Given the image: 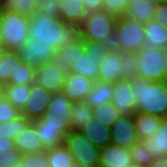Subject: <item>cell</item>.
<instances>
[{
  "label": "cell",
  "mask_w": 167,
  "mask_h": 167,
  "mask_svg": "<svg viewBox=\"0 0 167 167\" xmlns=\"http://www.w3.org/2000/svg\"><path fill=\"white\" fill-rule=\"evenodd\" d=\"M165 59L167 60V48L165 49ZM166 79H167V63H166Z\"/></svg>",
  "instance_id": "52"
},
{
  "label": "cell",
  "mask_w": 167,
  "mask_h": 167,
  "mask_svg": "<svg viewBox=\"0 0 167 167\" xmlns=\"http://www.w3.org/2000/svg\"><path fill=\"white\" fill-rule=\"evenodd\" d=\"M154 14V20L167 28V0H159Z\"/></svg>",
  "instance_id": "44"
},
{
  "label": "cell",
  "mask_w": 167,
  "mask_h": 167,
  "mask_svg": "<svg viewBox=\"0 0 167 167\" xmlns=\"http://www.w3.org/2000/svg\"><path fill=\"white\" fill-rule=\"evenodd\" d=\"M51 96L52 93L48 92L43 87L38 86L35 83L32 84L27 103L20 111L21 115L25 116L31 122L40 119L46 114Z\"/></svg>",
  "instance_id": "12"
},
{
  "label": "cell",
  "mask_w": 167,
  "mask_h": 167,
  "mask_svg": "<svg viewBox=\"0 0 167 167\" xmlns=\"http://www.w3.org/2000/svg\"><path fill=\"white\" fill-rule=\"evenodd\" d=\"M4 9L2 8V5L0 4V25L3 21V17H4Z\"/></svg>",
  "instance_id": "50"
},
{
  "label": "cell",
  "mask_w": 167,
  "mask_h": 167,
  "mask_svg": "<svg viewBox=\"0 0 167 167\" xmlns=\"http://www.w3.org/2000/svg\"><path fill=\"white\" fill-rule=\"evenodd\" d=\"M45 150L49 167H69L74 162L73 156L64 144Z\"/></svg>",
  "instance_id": "31"
},
{
  "label": "cell",
  "mask_w": 167,
  "mask_h": 167,
  "mask_svg": "<svg viewBox=\"0 0 167 167\" xmlns=\"http://www.w3.org/2000/svg\"><path fill=\"white\" fill-rule=\"evenodd\" d=\"M117 17L106 11L89 13L79 26L84 41L113 43Z\"/></svg>",
  "instance_id": "3"
},
{
  "label": "cell",
  "mask_w": 167,
  "mask_h": 167,
  "mask_svg": "<svg viewBox=\"0 0 167 167\" xmlns=\"http://www.w3.org/2000/svg\"><path fill=\"white\" fill-rule=\"evenodd\" d=\"M15 142L9 138H0V149L3 148H14Z\"/></svg>",
  "instance_id": "47"
},
{
  "label": "cell",
  "mask_w": 167,
  "mask_h": 167,
  "mask_svg": "<svg viewBox=\"0 0 167 167\" xmlns=\"http://www.w3.org/2000/svg\"><path fill=\"white\" fill-rule=\"evenodd\" d=\"M140 2H146V0H127L128 6L135 4V3H140Z\"/></svg>",
  "instance_id": "49"
},
{
  "label": "cell",
  "mask_w": 167,
  "mask_h": 167,
  "mask_svg": "<svg viewBox=\"0 0 167 167\" xmlns=\"http://www.w3.org/2000/svg\"><path fill=\"white\" fill-rule=\"evenodd\" d=\"M128 167H145V166H141V165L132 163Z\"/></svg>",
  "instance_id": "53"
},
{
  "label": "cell",
  "mask_w": 167,
  "mask_h": 167,
  "mask_svg": "<svg viewBox=\"0 0 167 167\" xmlns=\"http://www.w3.org/2000/svg\"><path fill=\"white\" fill-rule=\"evenodd\" d=\"M5 11L17 12L31 17L38 7V0H1Z\"/></svg>",
  "instance_id": "32"
},
{
  "label": "cell",
  "mask_w": 167,
  "mask_h": 167,
  "mask_svg": "<svg viewBox=\"0 0 167 167\" xmlns=\"http://www.w3.org/2000/svg\"><path fill=\"white\" fill-rule=\"evenodd\" d=\"M159 0H146L128 6L125 16L141 23L154 19V13Z\"/></svg>",
  "instance_id": "27"
},
{
  "label": "cell",
  "mask_w": 167,
  "mask_h": 167,
  "mask_svg": "<svg viewBox=\"0 0 167 167\" xmlns=\"http://www.w3.org/2000/svg\"><path fill=\"white\" fill-rule=\"evenodd\" d=\"M69 167H85V166L81 165L80 163L73 162V164L70 165Z\"/></svg>",
  "instance_id": "51"
},
{
  "label": "cell",
  "mask_w": 167,
  "mask_h": 167,
  "mask_svg": "<svg viewBox=\"0 0 167 167\" xmlns=\"http://www.w3.org/2000/svg\"><path fill=\"white\" fill-rule=\"evenodd\" d=\"M31 123L34 125L37 138L41 141L44 149L64 144L66 134L72 131L71 125L47 124L41 118L33 120Z\"/></svg>",
  "instance_id": "10"
},
{
  "label": "cell",
  "mask_w": 167,
  "mask_h": 167,
  "mask_svg": "<svg viewBox=\"0 0 167 167\" xmlns=\"http://www.w3.org/2000/svg\"><path fill=\"white\" fill-rule=\"evenodd\" d=\"M112 103L121 115L134 114L136 103L133 98L131 80L123 79L113 83Z\"/></svg>",
  "instance_id": "14"
},
{
  "label": "cell",
  "mask_w": 167,
  "mask_h": 167,
  "mask_svg": "<svg viewBox=\"0 0 167 167\" xmlns=\"http://www.w3.org/2000/svg\"><path fill=\"white\" fill-rule=\"evenodd\" d=\"M138 78L152 82H164L166 79L165 50L143 47L137 53Z\"/></svg>",
  "instance_id": "6"
},
{
  "label": "cell",
  "mask_w": 167,
  "mask_h": 167,
  "mask_svg": "<svg viewBox=\"0 0 167 167\" xmlns=\"http://www.w3.org/2000/svg\"><path fill=\"white\" fill-rule=\"evenodd\" d=\"M94 110L85 101L73 102L71 110L72 130L78 131L93 118Z\"/></svg>",
  "instance_id": "30"
},
{
  "label": "cell",
  "mask_w": 167,
  "mask_h": 167,
  "mask_svg": "<svg viewBox=\"0 0 167 167\" xmlns=\"http://www.w3.org/2000/svg\"><path fill=\"white\" fill-rule=\"evenodd\" d=\"M142 142L154 158L167 156V117H163L162 126L157 133Z\"/></svg>",
  "instance_id": "26"
},
{
  "label": "cell",
  "mask_w": 167,
  "mask_h": 167,
  "mask_svg": "<svg viewBox=\"0 0 167 167\" xmlns=\"http://www.w3.org/2000/svg\"><path fill=\"white\" fill-rule=\"evenodd\" d=\"M36 68L26 65L24 62L16 64V71L7 84L32 85L35 83Z\"/></svg>",
  "instance_id": "33"
},
{
  "label": "cell",
  "mask_w": 167,
  "mask_h": 167,
  "mask_svg": "<svg viewBox=\"0 0 167 167\" xmlns=\"http://www.w3.org/2000/svg\"><path fill=\"white\" fill-rule=\"evenodd\" d=\"M130 80L136 112L167 117V81L152 82L138 77Z\"/></svg>",
  "instance_id": "2"
},
{
  "label": "cell",
  "mask_w": 167,
  "mask_h": 167,
  "mask_svg": "<svg viewBox=\"0 0 167 167\" xmlns=\"http://www.w3.org/2000/svg\"><path fill=\"white\" fill-rule=\"evenodd\" d=\"M30 17L21 13L4 11L0 34L4 50L17 51L29 39Z\"/></svg>",
  "instance_id": "5"
},
{
  "label": "cell",
  "mask_w": 167,
  "mask_h": 167,
  "mask_svg": "<svg viewBox=\"0 0 167 167\" xmlns=\"http://www.w3.org/2000/svg\"><path fill=\"white\" fill-rule=\"evenodd\" d=\"M72 104L73 102L62 91L54 92L47 106L46 114L41 119L47 124L71 125Z\"/></svg>",
  "instance_id": "8"
},
{
  "label": "cell",
  "mask_w": 167,
  "mask_h": 167,
  "mask_svg": "<svg viewBox=\"0 0 167 167\" xmlns=\"http://www.w3.org/2000/svg\"><path fill=\"white\" fill-rule=\"evenodd\" d=\"M64 145L74 158V162L85 167H98L100 149L93 145L79 131L68 132L64 139Z\"/></svg>",
  "instance_id": "7"
},
{
  "label": "cell",
  "mask_w": 167,
  "mask_h": 167,
  "mask_svg": "<svg viewBox=\"0 0 167 167\" xmlns=\"http://www.w3.org/2000/svg\"><path fill=\"white\" fill-rule=\"evenodd\" d=\"M5 86L6 84L0 82V100L5 97Z\"/></svg>",
  "instance_id": "48"
},
{
  "label": "cell",
  "mask_w": 167,
  "mask_h": 167,
  "mask_svg": "<svg viewBox=\"0 0 167 167\" xmlns=\"http://www.w3.org/2000/svg\"><path fill=\"white\" fill-rule=\"evenodd\" d=\"M144 46L150 48H167V28L162 26L154 19L144 23Z\"/></svg>",
  "instance_id": "22"
},
{
  "label": "cell",
  "mask_w": 167,
  "mask_h": 167,
  "mask_svg": "<svg viewBox=\"0 0 167 167\" xmlns=\"http://www.w3.org/2000/svg\"><path fill=\"white\" fill-rule=\"evenodd\" d=\"M99 64L100 60H98V57H90L83 52L73 62L70 73L96 81L98 80Z\"/></svg>",
  "instance_id": "24"
},
{
  "label": "cell",
  "mask_w": 167,
  "mask_h": 167,
  "mask_svg": "<svg viewBox=\"0 0 167 167\" xmlns=\"http://www.w3.org/2000/svg\"><path fill=\"white\" fill-rule=\"evenodd\" d=\"M132 163L129 148L111 143L100 149L98 167H128Z\"/></svg>",
  "instance_id": "15"
},
{
  "label": "cell",
  "mask_w": 167,
  "mask_h": 167,
  "mask_svg": "<svg viewBox=\"0 0 167 167\" xmlns=\"http://www.w3.org/2000/svg\"><path fill=\"white\" fill-rule=\"evenodd\" d=\"M31 90V85H12L6 84L5 86V98L19 111H21Z\"/></svg>",
  "instance_id": "28"
},
{
  "label": "cell",
  "mask_w": 167,
  "mask_h": 167,
  "mask_svg": "<svg viewBox=\"0 0 167 167\" xmlns=\"http://www.w3.org/2000/svg\"><path fill=\"white\" fill-rule=\"evenodd\" d=\"M56 52L49 44L35 43L30 38L17 50L21 61L34 68H37L40 64L52 61Z\"/></svg>",
  "instance_id": "11"
},
{
  "label": "cell",
  "mask_w": 167,
  "mask_h": 167,
  "mask_svg": "<svg viewBox=\"0 0 167 167\" xmlns=\"http://www.w3.org/2000/svg\"><path fill=\"white\" fill-rule=\"evenodd\" d=\"M113 89V83L96 80L84 101L92 108L110 103L113 98Z\"/></svg>",
  "instance_id": "25"
},
{
  "label": "cell",
  "mask_w": 167,
  "mask_h": 167,
  "mask_svg": "<svg viewBox=\"0 0 167 167\" xmlns=\"http://www.w3.org/2000/svg\"><path fill=\"white\" fill-rule=\"evenodd\" d=\"M66 73L57 68L52 61L40 64L35 72V84L50 93L62 91Z\"/></svg>",
  "instance_id": "13"
},
{
  "label": "cell",
  "mask_w": 167,
  "mask_h": 167,
  "mask_svg": "<svg viewBox=\"0 0 167 167\" xmlns=\"http://www.w3.org/2000/svg\"><path fill=\"white\" fill-rule=\"evenodd\" d=\"M14 142L15 147L22 155L45 150L41 141L37 138L35 127L32 123L17 134Z\"/></svg>",
  "instance_id": "23"
},
{
  "label": "cell",
  "mask_w": 167,
  "mask_h": 167,
  "mask_svg": "<svg viewBox=\"0 0 167 167\" xmlns=\"http://www.w3.org/2000/svg\"><path fill=\"white\" fill-rule=\"evenodd\" d=\"M112 49L111 44L104 42L84 41V52L87 56L98 57L101 60Z\"/></svg>",
  "instance_id": "39"
},
{
  "label": "cell",
  "mask_w": 167,
  "mask_h": 167,
  "mask_svg": "<svg viewBox=\"0 0 167 167\" xmlns=\"http://www.w3.org/2000/svg\"><path fill=\"white\" fill-rule=\"evenodd\" d=\"M3 51H4V48H0V57Z\"/></svg>",
  "instance_id": "56"
},
{
  "label": "cell",
  "mask_w": 167,
  "mask_h": 167,
  "mask_svg": "<svg viewBox=\"0 0 167 167\" xmlns=\"http://www.w3.org/2000/svg\"><path fill=\"white\" fill-rule=\"evenodd\" d=\"M120 68L123 79L138 77L137 54L135 52L120 51Z\"/></svg>",
  "instance_id": "35"
},
{
  "label": "cell",
  "mask_w": 167,
  "mask_h": 167,
  "mask_svg": "<svg viewBox=\"0 0 167 167\" xmlns=\"http://www.w3.org/2000/svg\"><path fill=\"white\" fill-rule=\"evenodd\" d=\"M11 167H21L20 161L18 163H15L14 165H12Z\"/></svg>",
  "instance_id": "55"
},
{
  "label": "cell",
  "mask_w": 167,
  "mask_h": 167,
  "mask_svg": "<svg viewBox=\"0 0 167 167\" xmlns=\"http://www.w3.org/2000/svg\"><path fill=\"white\" fill-rule=\"evenodd\" d=\"M147 167H167V156L155 158Z\"/></svg>",
  "instance_id": "46"
},
{
  "label": "cell",
  "mask_w": 167,
  "mask_h": 167,
  "mask_svg": "<svg viewBox=\"0 0 167 167\" xmlns=\"http://www.w3.org/2000/svg\"><path fill=\"white\" fill-rule=\"evenodd\" d=\"M93 110V118L106 124L107 127H111L121 115L112 102L94 107Z\"/></svg>",
  "instance_id": "36"
},
{
  "label": "cell",
  "mask_w": 167,
  "mask_h": 167,
  "mask_svg": "<svg viewBox=\"0 0 167 167\" xmlns=\"http://www.w3.org/2000/svg\"><path fill=\"white\" fill-rule=\"evenodd\" d=\"M60 18L69 25L80 26L88 15L82 0H59Z\"/></svg>",
  "instance_id": "21"
},
{
  "label": "cell",
  "mask_w": 167,
  "mask_h": 167,
  "mask_svg": "<svg viewBox=\"0 0 167 167\" xmlns=\"http://www.w3.org/2000/svg\"><path fill=\"white\" fill-rule=\"evenodd\" d=\"M21 152L16 148L0 149V167H11L21 159Z\"/></svg>",
  "instance_id": "41"
},
{
  "label": "cell",
  "mask_w": 167,
  "mask_h": 167,
  "mask_svg": "<svg viewBox=\"0 0 167 167\" xmlns=\"http://www.w3.org/2000/svg\"><path fill=\"white\" fill-rule=\"evenodd\" d=\"M130 151L134 164L147 167L155 159L143 142H138L136 145H133Z\"/></svg>",
  "instance_id": "37"
},
{
  "label": "cell",
  "mask_w": 167,
  "mask_h": 167,
  "mask_svg": "<svg viewBox=\"0 0 167 167\" xmlns=\"http://www.w3.org/2000/svg\"><path fill=\"white\" fill-rule=\"evenodd\" d=\"M0 48H4L1 34H0Z\"/></svg>",
  "instance_id": "54"
},
{
  "label": "cell",
  "mask_w": 167,
  "mask_h": 167,
  "mask_svg": "<svg viewBox=\"0 0 167 167\" xmlns=\"http://www.w3.org/2000/svg\"><path fill=\"white\" fill-rule=\"evenodd\" d=\"M83 52L84 40L80 38L76 42L58 49L56 55L52 59V62L57 68L68 74L71 70L73 62H75L79 55Z\"/></svg>",
  "instance_id": "19"
},
{
  "label": "cell",
  "mask_w": 167,
  "mask_h": 167,
  "mask_svg": "<svg viewBox=\"0 0 167 167\" xmlns=\"http://www.w3.org/2000/svg\"><path fill=\"white\" fill-rule=\"evenodd\" d=\"M29 38L35 43L49 44L57 51L81 37L79 26L69 25L61 18L36 11L30 17Z\"/></svg>",
  "instance_id": "1"
},
{
  "label": "cell",
  "mask_w": 167,
  "mask_h": 167,
  "mask_svg": "<svg viewBox=\"0 0 167 167\" xmlns=\"http://www.w3.org/2000/svg\"><path fill=\"white\" fill-rule=\"evenodd\" d=\"M98 80L111 82L123 80L120 68V51L111 49L100 60Z\"/></svg>",
  "instance_id": "17"
},
{
  "label": "cell",
  "mask_w": 167,
  "mask_h": 167,
  "mask_svg": "<svg viewBox=\"0 0 167 167\" xmlns=\"http://www.w3.org/2000/svg\"><path fill=\"white\" fill-rule=\"evenodd\" d=\"M20 115V111L15 108L5 97L0 100V124L12 121Z\"/></svg>",
  "instance_id": "42"
},
{
  "label": "cell",
  "mask_w": 167,
  "mask_h": 167,
  "mask_svg": "<svg viewBox=\"0 0 167 167\" xmlns=\"http://www.w3.org/2000/svg\"><path fill=\"white\" fill-rule=\"evenodd\" d=\"M144 23L127 16L117 17L112 49L137 53L144 46Z\"/></svg>",
  "instance_id": "4"
},
{
  "label": "cell",
  "mask_w": 167,
  "mask_h": 167,
  "mask_svg": "<svg viewBox=\"0 0 167 167\" xmlns=\"http://www.w3.org/2000/svg\"><path fill=\"white\" fill-rule=\"evenodd\" d=\"M127 8V0H103V10L116 17L124 16Z\"/></svg>",
  "instance_id": "40"
},
{
  "label": "cell",
  "mask_w": 167,
  "mask_h": 167,
  "mask_svg": "<svg viewBox=\"0 0 167 167\" xmlns=\"http://www.w3.org/2000/svg\"><path fill=\"white\" fill-rule=\"evenodd\" d=\"M87 14L103 10V0H82Z\"/></svg>",
  "instance_id": "45"
},
{
  "label": "cell",
  "mask_w": 167,
  "mask_h": 167,
  "mask_svg": "<svg viewBox=\"0 0 167 167\" xmlns=\"http://www.w3.org/2000/svg\"><path fill=\"white\" fill-rule=\"evenodd\" d=\"M135 131L139 142L152 138L162 126L163 117L149 113H134Z\"/></svg>",
  "instance_id": "20"
},
{
  "label": "cell",
  "mask_w": 167,
  "mask_h": 167,
  "mask_svg": "<svg viewBox=\"0 0 167 167\" xmlns=\"http://www.w3.org/2000/svg\"><path fill=\"white\" fill-rule=\"evenodd\" d=\"M31 123L25 116L20 115L12 121L0 124V138L15 140L17 134Z\"/></svg>",
  "instance_id": "34"
},
{
  "label": "cell",
  "mask_w": 167,
  "mask_h": 167,
  "mask_svg": "<svg viewBox=\"0 0 167 167\" xmlns=\"http://www.w3.org/2000/svg\"><path fill=\"white\" fill-rule=\"evenodd\" d=\"M20 62L17 51L4 50L0 57V82L7 84L16 71V64Z\"/></svg>",
  "instance_id": "29"
},
{
  "label": "cell",
  "mask_w": 167,
  "mask_h": 167,
  "mask_svg": "<svg viewBox=\"0 0 167 167\" xmlns=\"http://www.w3.org/2000/svg\"><path fill=\"white\" fill-rule=\"evenodd\" d=\"M111 143L114 145L131 148L139 140L135 131L134 114L120 115L110 127Z\"/></svg>",
  "instance_id": "9"
},
{
  "label": "cell",
  "mask_w": 167,
  "mask_h": 167,
  "mask_svg": "<svg viewBox=\"0 0 167 167\" xmlns=\"http://www.w3.org/2000/svg\"><path fill=\"white\" fill-rule=\"evenodd\" d=\"M37 11L43 15L60 18L59 0H38Z\"/></svg>",
  "instance_id": "43"
},
{
  "label": "cell",
  "mask_w": 167,
  "mask_h": 167,
  "mask_svg": "<svg viewBox=\"0 0 167 167\" xmlns=\"http://www.w3.org/2000/svg\"><path fill=\"white\" fill-rule=\"evenodd\" d=\"M78 131L99 149L111 144L110 127H107L106 124L101 123L98 119L91 118Z\"/></svg>",
  "instance_id": "18"
},
{
  "label": "cell",
  "mask_w": 167,
  "mask_h": 167,
  "mask_svg": "<svg viewBox=\"0 0 167 167\" xmlns=\"http://www.w3.org/2000/svg\"><path fill=\"white\" fill-rule=\"evenodd\" d=\"M93 84L94 80L69 72L66 75L62 92L72 102L84 101L85 97L90 93Z\"/></svg>",
  "instance_id": "16"
},
{
  "label": "cell",
  "mask_w": 167,
  "mask_h": 167,
  "mask_svg": "<svg viewBox=\"0 0 167 167\" xmlns=\"http://www.w3.org/2000/svg\"><path fill=\"white\" fill-rule=\"evenodd\" d=\"M20 164L21 167H49L46 150L23 154Z\"/></svg>",
  "instance_id": "38"
}]
</instances>
